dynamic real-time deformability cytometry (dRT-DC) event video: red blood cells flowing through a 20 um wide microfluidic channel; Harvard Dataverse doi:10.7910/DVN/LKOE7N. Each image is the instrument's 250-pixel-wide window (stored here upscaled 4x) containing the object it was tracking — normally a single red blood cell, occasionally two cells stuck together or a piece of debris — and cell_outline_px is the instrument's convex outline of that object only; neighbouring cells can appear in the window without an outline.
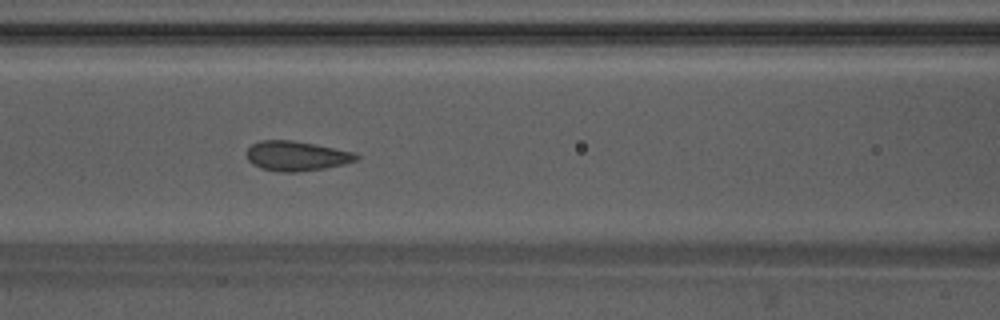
{"species": "Egyptian fruit bat (a non-hibernating species)", "species_latin": "Rousettus aegyptiacus", "temperature_condition": "warm", "stored_images_in_passage": 42, "camera_frame_rate_fps": 3000, "um_per_image_px": 0.085, "animal": {"sex": "male"}, "frame": {"image": 1, "passage_image": 18, "time_ms": 5.667, "image_size_px": [1000, 320], "cell_outline_px": [[360, 160], [344, 164], [324, 168], [296, 172], [280, 172], [260, 168], [252, 164], [248, 160], [244, 152], [252, 144], [260, 140], [292, 140], [316, 144], [356, 152], [360, 156]], "centroid_in_image_um": [25.21, 13.25], "position_along_channel_um": 141.4, "area_um2": 19.36}}
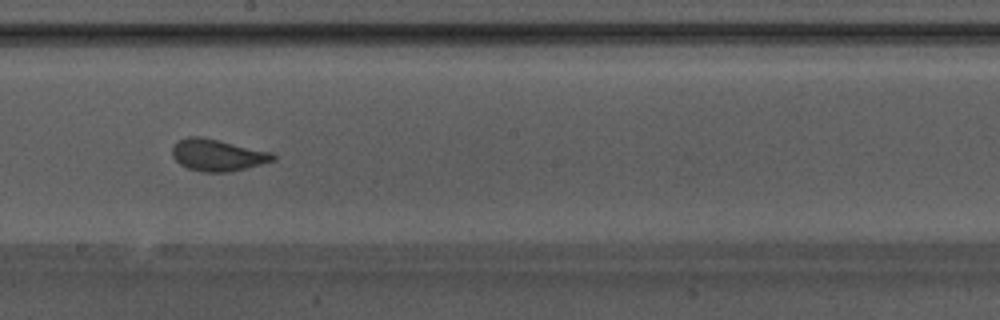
{"frame": {"image": 2, "passage_image": 25, "time_ms": 8.0, "image_size_px": [1000, 320], "cell_outline_px": [[276, 160], [228, 172], [204, 172], [188, 168], [180, 164], [172, 156], [172, 148], [180, 140], [188, 136], [200, 136], [220, 140], [272, 152], [276, 156]], "centroid_in_image_um": [18.5, 13.17], "position_along_channel_um": 229.7, "area_um2": 18.55}}
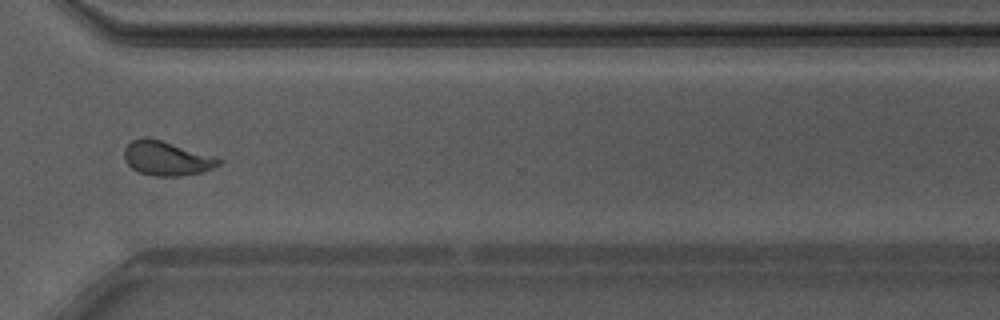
{"frame": {"image": 3, "passage_image": 35, "time_ms": 11.333, "image_size_px": [1000, 320], "cell_outline_px": [[224, 160], [220, 164], [204, 172], [176, 176], [152, 176], [140, 172], [132, 168], [124, 160], [124, 148], [132, 140], [160, 140]], "centroid_in_image_um": [14.16, 13.5], "position_along_channel_um": 356.4, "area_um2": 18.21}, "authors_computed_cell_mechanics": {"area_um2": 19.1607, "velocity_mm_per_s": 3.791, "shape_relaxation_time_tau1_ms": 6.7387, "shape_relaxation_time_tau2_ms": null, "deformation_change_tau1": 0.1405, "deformation_change_tau2": null}}